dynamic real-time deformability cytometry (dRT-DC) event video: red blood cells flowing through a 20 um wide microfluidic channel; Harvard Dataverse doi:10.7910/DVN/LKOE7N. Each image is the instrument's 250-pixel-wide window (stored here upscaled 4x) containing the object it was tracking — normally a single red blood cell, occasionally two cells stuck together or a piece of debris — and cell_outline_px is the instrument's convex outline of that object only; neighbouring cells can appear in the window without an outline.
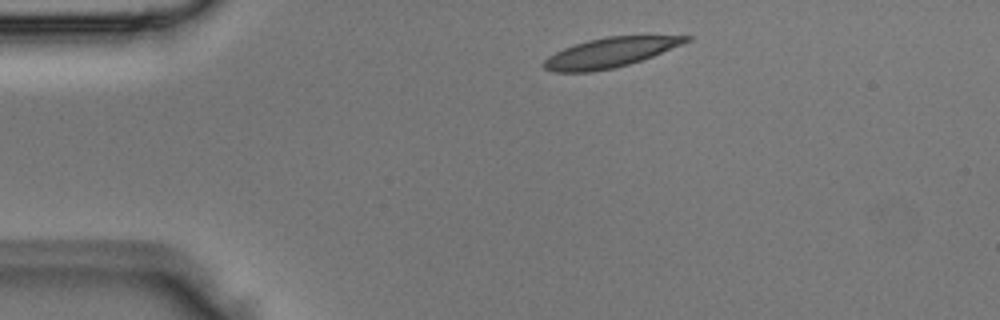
{"species": "Egyptian fruit bat (a non-hibernating species)", "species_latin": "Rousettus aegyptiacus", "temperature_condition": "room temperature", "stored_images_in_passage": 2, "camera_frame_rate_fps": 3000, "um_per_image_px": 0.085, "animal": {"sex": "male"}, "frame": {"image": 1, "passage_image": 1, "time_ms": 0.0, "image_size_px": [1000, 320], "cell_outline_px": [[692, 40], [652, 56], [628, 64], [612, 68], [592, 72], [552, 72], [544, 68], [544, 60], [548, 56], [564, 48], [588, 40], [608, 36], [692, 36]], "centroid_in_image_um": [51.83, 4.47], "position_along_channel_um": 33.2, "area_um2": 24.22}}